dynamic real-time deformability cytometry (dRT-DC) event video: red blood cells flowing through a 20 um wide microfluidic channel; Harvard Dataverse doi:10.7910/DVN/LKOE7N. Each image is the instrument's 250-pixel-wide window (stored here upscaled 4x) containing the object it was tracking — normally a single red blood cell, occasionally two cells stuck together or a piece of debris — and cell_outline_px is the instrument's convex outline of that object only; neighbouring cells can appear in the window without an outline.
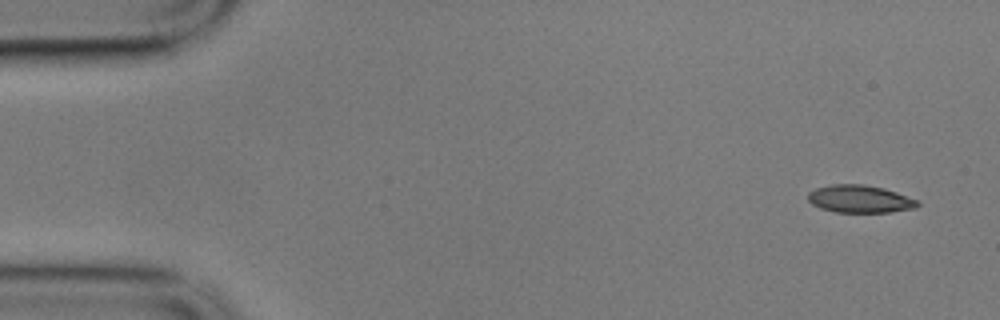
{"species": "common noctule bat (a hibernating species)", "species_latin": "Nyctalus noctula", "temperature_condition": "cold", "stored_images_in_passage": 4, "camera_frame_rate_fps": 3000, "um_per_image_px": 0.085, "animal": {"sex": "male", "body_mass_g": 17.9}, "frame": {"image": 1, "passage_image": 1, "time_ms": 0.0, "image_size_px": [1000, 320], "cell_outline_px": [[920, 204], [916, 208], [888, 212], [836, 212], [820, 208], [812, 204], [808, 200], [808, 192], [816, 188], [832, 184], [864, 184], [884, 188], [896, 192], [916, 200]], "centroid_in_image_um": [73.06, 16.91], "position_along_channel_um": 11.9, "area_um2": 17.57}}
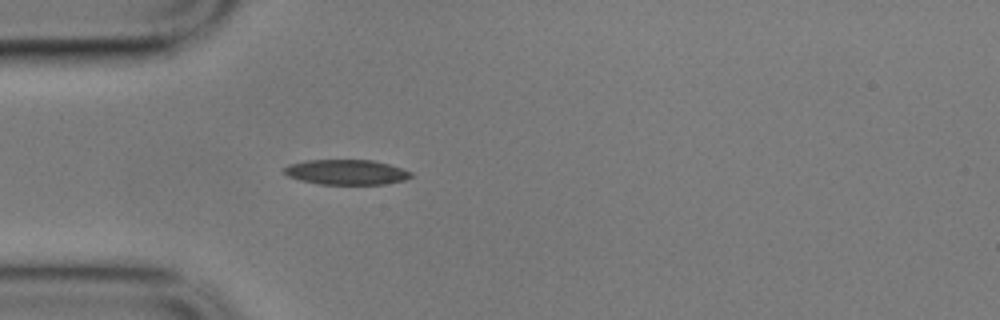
{"frame": {"image": 2, "passage_image": 4, "time_ms": 1.0, "image_size_px": [1000, 320], "cell_outline_px": [[412, 176], [404, 180], [384, 184], [320, 184], [300, 180], [288, 176], [284, 172], [284, 168], [288, 164], [304, 160], [372, 160], [388, 164], [412, 172]], "centroid_in_image_um": [29.41, 14.63], "position_along_channel_um": 55.6, "area_um2": 18.44}}